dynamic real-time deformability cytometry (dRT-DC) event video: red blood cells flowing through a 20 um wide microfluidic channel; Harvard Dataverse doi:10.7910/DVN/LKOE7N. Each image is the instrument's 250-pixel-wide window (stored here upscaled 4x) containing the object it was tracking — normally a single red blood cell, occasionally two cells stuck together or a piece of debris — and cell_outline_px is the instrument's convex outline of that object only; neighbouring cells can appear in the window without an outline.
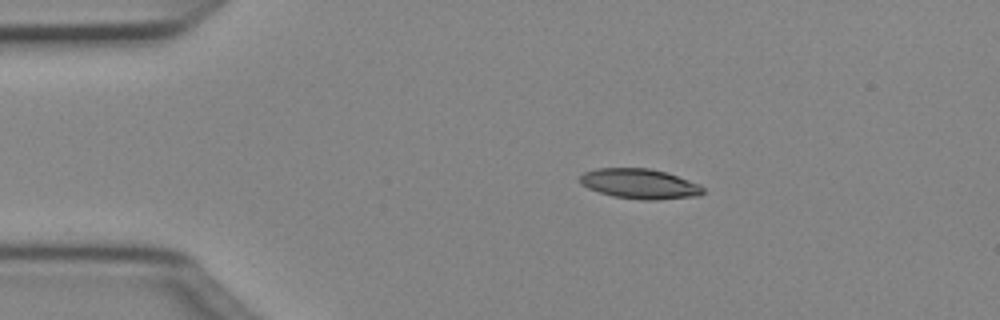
{"species": "Egyptian fruit bat (a non-hibernating species)", "species_latin": "Rousettus aegyptiacus", "temperature_condition": "cold", "stored_images_in_passage": 42, "camera_frame_rate_fps": 3000, "um_per_image_px": 0.085, "animal": {"sex": "female"}, "frame": {"image": 1, "passage_image": 1, "time_ms": 0.0, "image_size_px": [1000, 320], "cell_outline_px": [[704, 192], [700, 196], [656, 200], [640, 200], [612, 196], [588, 188], [580, 184], [576, 176], [584, 172], [596, 168], [648, 168], [664, 172], [700, 184], [704, 188]], "centroid_in_image_um": [54.33, 15.63], "position_along_channel_um": 30.7, "area_um2": 21.73}}
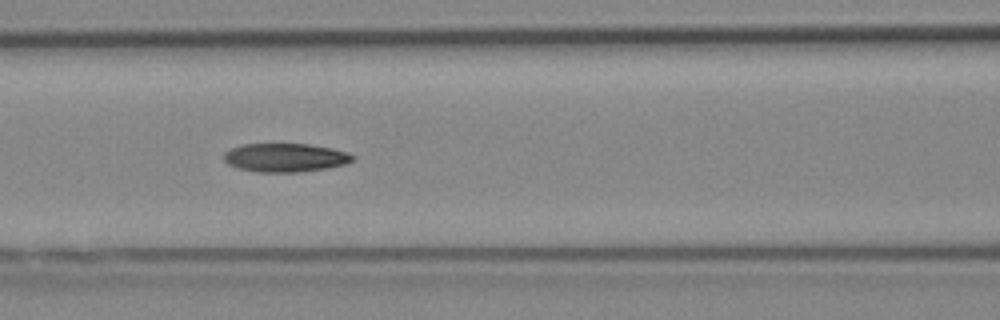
{"frame": {"image": 2, "passage_image": 13, "time_ms": 4.0, "image_size_px": [1000, 320], "cell_outline_px": [[356, 156], [352, 160], [344, 164], [328, 168], [300, 172], [256, 172], [236, 168], [228, 164], [224, 160], [224, 152], [240, 144], [308, 144], [332, 148], [348, 152]], "centroid_in_image_um": [24.23, 13.4], "position_along_channel_um": 142.4, "area_um2": 21.62}}
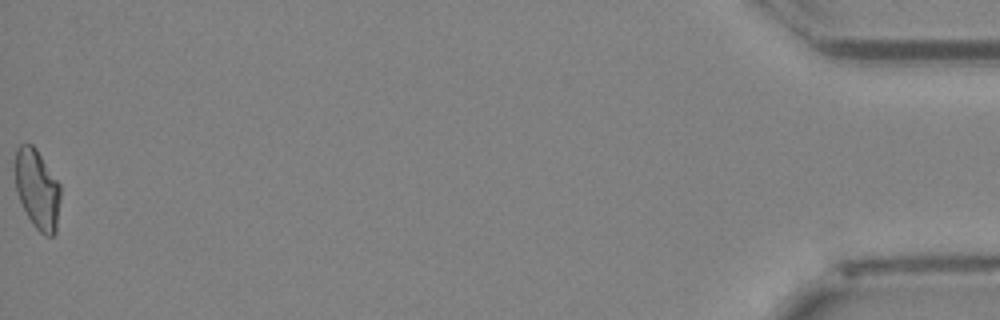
{"frame": {"image": 3, "passage_image": 42, "time_ms": 13.667, "image_size_px": [1000, 320], "cell_outline_px": [[60, 200], [56, 232], [52, 236], [44, 236], [32, 224], [16, 192], [16, 148], [20, 144], [32, 144], [36, 148], [60, 184]], "centroid_in_image_um": [3.19, 16.1], "position_along_channel_um": 432.0, "area_um2": 20.92}, "authors_computed_cell_mechanics": {"area_um2": 21.5305, "velocity_mm_per_s": 4.0343, "shape_relaxation_time_tau1_ms": 8.4632, "shape_relaxation_time_tau2_ms": 6.614, "deformation_change_tau1": 0.1935, "deformation_change_tau2": 0.1546}}